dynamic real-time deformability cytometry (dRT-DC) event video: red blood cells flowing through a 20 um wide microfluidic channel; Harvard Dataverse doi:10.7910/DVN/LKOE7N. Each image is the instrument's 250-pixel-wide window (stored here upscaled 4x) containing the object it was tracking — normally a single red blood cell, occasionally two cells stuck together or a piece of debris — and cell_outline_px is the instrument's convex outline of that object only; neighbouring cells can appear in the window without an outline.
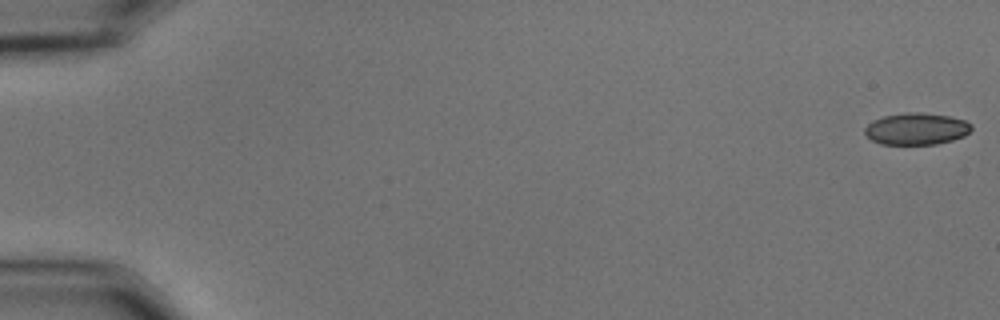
{"species": "common noctule bat (a hibernating species)", "species_latin": "Nyctalus noctula", "temperature_condition": "cold", "stored_images_in_passage": 10, "camera_frame_rate_fps": 3000, "um_per_image_px": 0.085, "animal": {"sex": "male", "body_mass_g": 15.6}, "frame": {"image": 1, "passage_image": 1, "time_ms": 0.0, "image_size_px": [1000, 320], "cell_outline_px": [[972, 128], [964, 136], [952, 140], [936, 144], [880, 144], [872, 140], [864, 132], [864, 128], [872, 120], [884, 116], [904, 112], [920, 112], [948, 116], [964, 120], [972, 124]], "centroid_in_image_um": [77.88, 10.94], "position_along_channel_um": 7.1, "area_um2": 19.77}}